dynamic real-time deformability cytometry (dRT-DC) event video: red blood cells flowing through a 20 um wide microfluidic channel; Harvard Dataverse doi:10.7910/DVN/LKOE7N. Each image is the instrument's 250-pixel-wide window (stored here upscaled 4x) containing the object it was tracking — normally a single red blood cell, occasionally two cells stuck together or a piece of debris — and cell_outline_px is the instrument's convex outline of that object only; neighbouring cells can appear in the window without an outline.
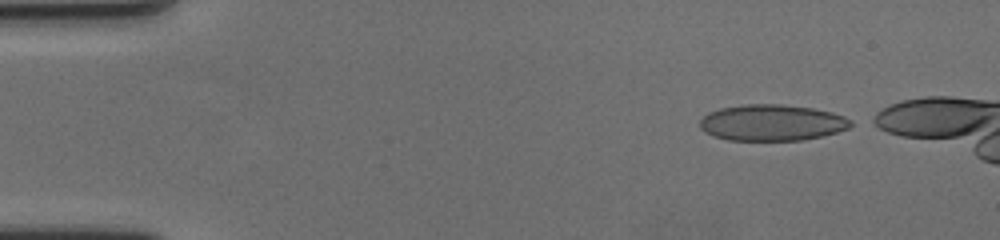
{"species": "human", "species_latin": "Homo sapiens", "temperature_condition": "cold", "stored_images_in_passage": 47, "camera_frame_rate_fps": 3000, "um_per_image_px": 0.085, "donor": {"sex": "female"}, "frame": {"image": 1, "passage_image": 1, "time_ms": 0.0, "image_size_px": [1000, 240], "cell_outline_px": [[852, 124], [848, 128], [824, 136], [800, 140], [728, 140], [712, 136], [704, 132], [700, 128], [700, 120], [708, 112], [720, 108], [744, 104], [780, 104], [812, 108], [832, 112], [844, 116], [852, 120]], "centroid_in_image_um": [65.6, 10.42], "position_along_channel_um": 19.4, "area_um2": 31.96}}
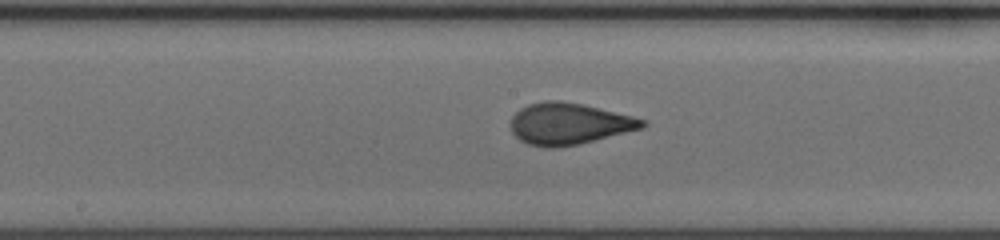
{"frame": {"image": 2, "passage_image": 25, "time_ms": 8.0, "image_size_px": [1000, 240], "cell_outline_px": [[648, 124], [644, 128], [580, 144], [552, 148], [544, 148], [528, 144], [520, 140], [512, 132], [512, 116], [520, 108], [528, 104], [544, 100], [560, 100], [584, 104], [648, 120]], "centroid_in_image_um": [48.39, 10.51], "position_along_channel_um": 199.8, "area_um2": 32.14}}
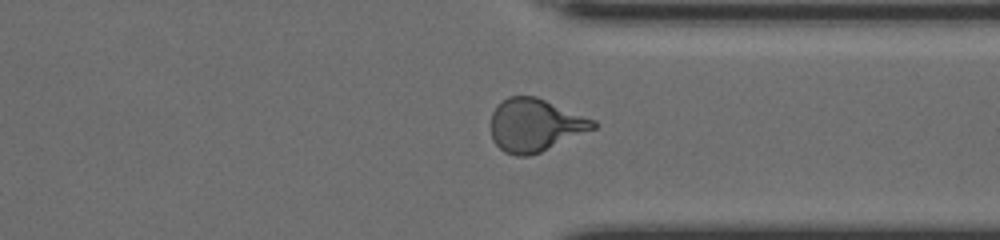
{"frame": {"image": 3, "passage_image": 39, "time_ms": 12.667, "image_size_px": [1000, 240], "cell_outline_px": [[600, 124], [596, 128], [540, 152], [528, 156], [516, 156], [504, 152], [492, 140], [492, 112], [496, 104], [500, 100], [508, 96], [536, 96], [596, 120]], "centroid_in_image_um": [45.48, 10.62], "position_along_channel_um": 365.9, "area_um2": 31.67}}